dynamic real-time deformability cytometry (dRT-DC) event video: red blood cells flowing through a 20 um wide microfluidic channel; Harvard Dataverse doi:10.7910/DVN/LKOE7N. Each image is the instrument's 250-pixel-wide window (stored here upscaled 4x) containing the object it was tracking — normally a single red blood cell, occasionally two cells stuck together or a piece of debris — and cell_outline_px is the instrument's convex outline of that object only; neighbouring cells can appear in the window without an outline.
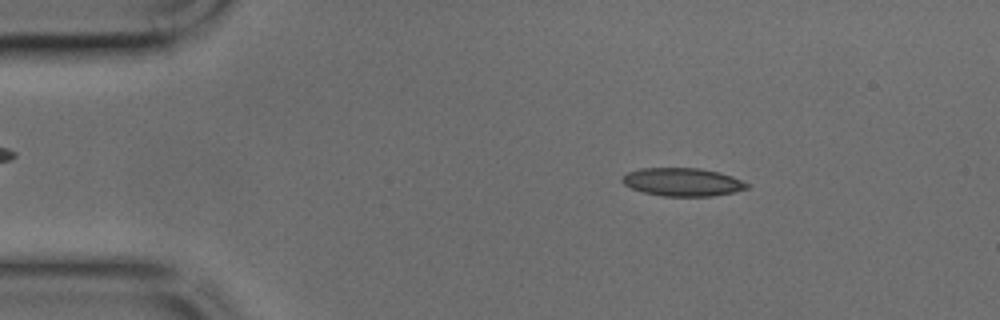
{"species": "common noctule bat (a hibernating species)", "species_latin": "Nyctalus noctula", "temperature_condition": "cold", "stored_images_in_passage": 43, "camera_frame_rate_fps": 3000, "um_per_image_px": 0.085, "animal": {"sex": "male", "body_mass_g": 17.9, "forearm_length_mm": 54.2}, "frame": {"image": 1, "passage_image": 6, "time_ms": 1.667, "image_size_px": [1000, 320], "cell_outline_px": [[748, 188], [732, 192], [712, 196], [664, 196], [644, 192], [632, 188], [624, 184], [620, 180], [628, 172], [640, 168], [700, 168], [720, 172], [732, 176], [748, 184]], "centroid_in_image_um": [58.0, 15.46], "position_along_channel_um": 27.0, "area_um2": 20.29}}
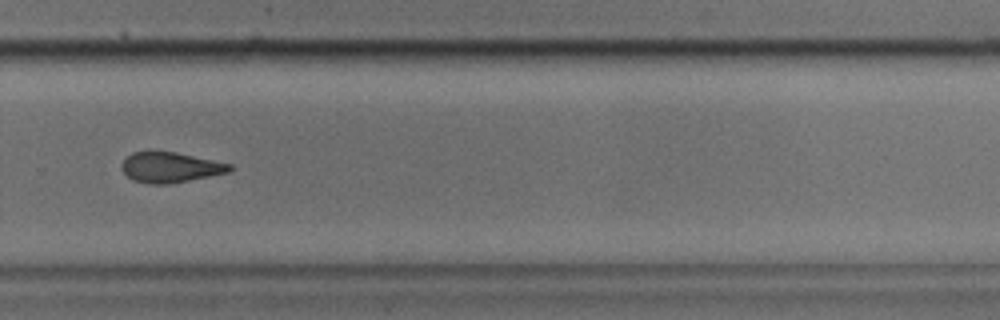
{"frame": {"image": 2, "passage_image": 29, "time_ms": 9.333, "image_size_px": [1000, 320], "cell_outline_px": [[232, 168], [228, 172], [168, 184], [152, 184], [132, 180], [124, 172], [120, 164], [132, 152], [176, 152], [232, 164]], "centroid_in_image_um": [14.46, 14.22], "position_along_channel_um": 315.3, "area_um2": 18.73}}
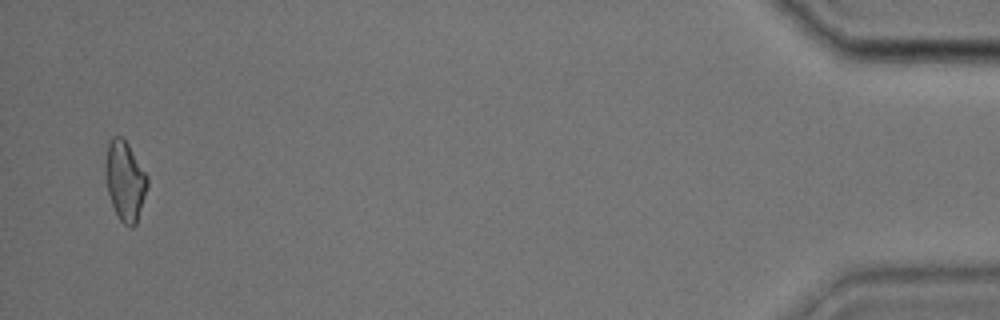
{"frame": {"image": 3, "passage_image": 42, "time_ms": 13.667, "image_size_px": [1000, 320], "cell_outline_px": [[148, 184], [136, 224], [132, 228], [128, 228], [120, 220], [112, 204], [108, 192], [104, 172], [104, 164], [108, 144], [112, 136], [120, 136], [128, 144], [148, 176]], "centroid_in_image_um": [10.61, 15.37], "position_along_channel_um": 424.6, "area_um2": 19.42}}